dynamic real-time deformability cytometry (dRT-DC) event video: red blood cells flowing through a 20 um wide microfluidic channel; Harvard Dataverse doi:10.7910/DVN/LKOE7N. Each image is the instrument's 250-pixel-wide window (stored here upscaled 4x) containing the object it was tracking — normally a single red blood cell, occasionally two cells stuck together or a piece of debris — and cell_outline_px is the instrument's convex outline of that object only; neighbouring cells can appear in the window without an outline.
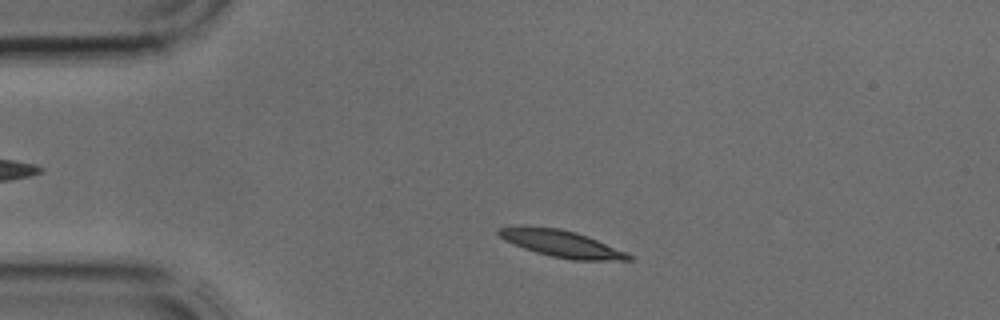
{"species": "common noctule bat (a hibernating species)", "species_latin": "Nyctalus noctula", "temperature_condition": "cold", "stored_images_in_passage": 2, "camera_frame_rate_fps": 3000, "um_per_image_px": 0.085, "animal": {"sex": "male", "body_mass_g": 17.9, "forearm_length_mm": 54.2}, "frame": {"image": 1, "passage_image": 1, "time_ms": 0.0, "image_size_px": [1000, 320], "cell_outline_px": [[636, 260], [572, 260], [552, 256], [536, 252], [524, 248], [504, 240], [496, 232], [496, 228], [520, 224], [560, 228], [576, 232], [588, 236], [636, 256]], "centroid_in_image_um": [47.71, 20.68], "position_along_channel_um": 37.3, "area_um2": 20.75}}